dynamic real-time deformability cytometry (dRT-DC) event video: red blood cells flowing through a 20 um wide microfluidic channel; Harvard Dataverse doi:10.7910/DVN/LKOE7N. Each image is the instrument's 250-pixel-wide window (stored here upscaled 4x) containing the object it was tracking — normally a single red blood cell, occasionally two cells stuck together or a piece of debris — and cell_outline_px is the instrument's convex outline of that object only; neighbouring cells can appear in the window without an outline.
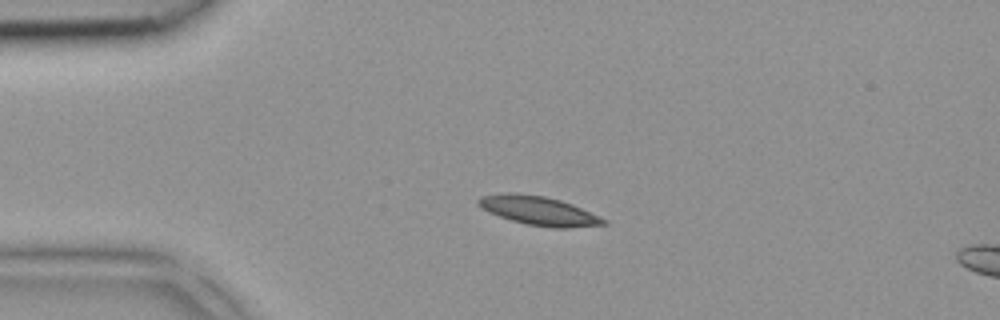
{"species": "common noctule bat (a hibernating species)", "species_latin": "Nyctalus noctula", "temperature_condition": "room temperature", "stored_images_in_passage": 2, "segment_of_instrument_passage": [1, 2], "camera_frame_rate_fps": 3000, "um_per_image_px": 0.085, "animal": {"sex": "female", "body_mass_g": 18.4}, "frame": {"image": 1, "passage_image": 1, "time_ms": 0.0, "image_size_px": [1000, 320], "cell_outline_px": [[608, 224], [568, 228], [552, 228], [528, 224], [512, 220], [488, 212], [480, 208], [476, 204], [476, 200], [480, 196], [504, 192], [516, 192], [544, 196], [560, 200], [572, 204], [608, 220]], "centroid_in_image_um": [45.75, 17.9], "position_along_channel_um": 39.2, "area_um2": 21.27}}